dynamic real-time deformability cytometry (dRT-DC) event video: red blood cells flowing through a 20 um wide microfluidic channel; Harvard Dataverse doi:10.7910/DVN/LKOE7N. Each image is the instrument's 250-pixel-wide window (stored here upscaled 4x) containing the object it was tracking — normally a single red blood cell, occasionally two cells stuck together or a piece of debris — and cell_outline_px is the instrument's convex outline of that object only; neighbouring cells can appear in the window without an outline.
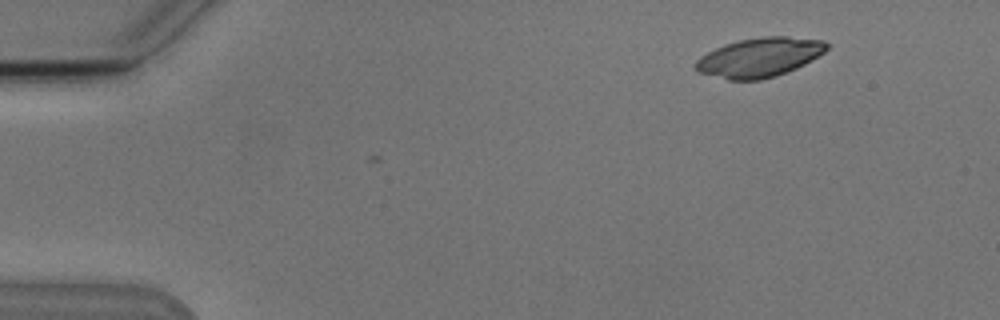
{"species": "Egyptian fruit bat (a non-hibernating species)", "species_latin": "Rousettus aegyptiacus", "temperature_condition": "cold", "stored_images_in_passage": 4, "camera_frame_rate_fps": 3000, "um_per_image_px": 0.085, "animal": {"sex": "male"}, "frame": {"image": 1, "passage_image": 1, "time_ms": 0.0, "image_size_px": [1000, 320], "cell_outline_px": [[828, 48], [824, 52], [812, 60], [796, 68], [776, 76], [760, 80], [728, 80], [696, 72], [692, 64], [700, 56], [724, 44], [740, 40], [760, 36], [788, 36], [824, 40], [828, 44]], "centroid_in_image_um": [64.52, 4.88], "position_along_channel_um": 20.5, "area_um2": 30.29}}